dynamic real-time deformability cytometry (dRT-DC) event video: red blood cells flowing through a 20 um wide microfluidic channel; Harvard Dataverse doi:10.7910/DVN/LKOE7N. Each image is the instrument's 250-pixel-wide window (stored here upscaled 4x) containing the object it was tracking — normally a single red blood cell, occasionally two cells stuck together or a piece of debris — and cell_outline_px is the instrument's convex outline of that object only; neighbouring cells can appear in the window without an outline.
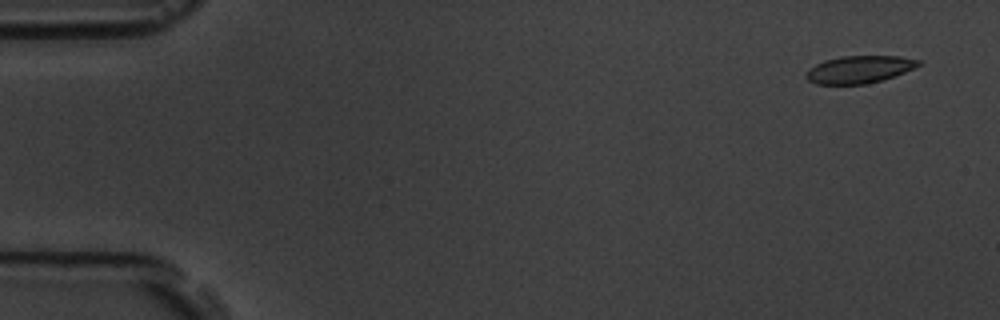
{"species": "common noctule bat (a hibernating species)", "species_latin": "Nyctalus noctula", "temperature_condition": "room temperature", "stored_images_in_passage": 5, "camera_frame_rate_fps": 3000, "um_per_image_px": 0.085, "animal": {"sex": "male", "body_mass_g": 19.5, "forearm_length_mm": 54.6}, "frame": {"image": 1, "passage_image": 1, "time_ms": 0.0, "image_size_px": [1000, 320], "cell_outline_px": [[924, 60], [920, 64], [904, 72], [884, 80], [868, 84], [816, 84], [808, 80], [804, 76], [816, 64], [824, 60], [840, 56], [900, 56]], "centroid_in_image_um": [73.07, 5.9], "position_along_channel_um": 11.9, "area_um2": 17.98}}